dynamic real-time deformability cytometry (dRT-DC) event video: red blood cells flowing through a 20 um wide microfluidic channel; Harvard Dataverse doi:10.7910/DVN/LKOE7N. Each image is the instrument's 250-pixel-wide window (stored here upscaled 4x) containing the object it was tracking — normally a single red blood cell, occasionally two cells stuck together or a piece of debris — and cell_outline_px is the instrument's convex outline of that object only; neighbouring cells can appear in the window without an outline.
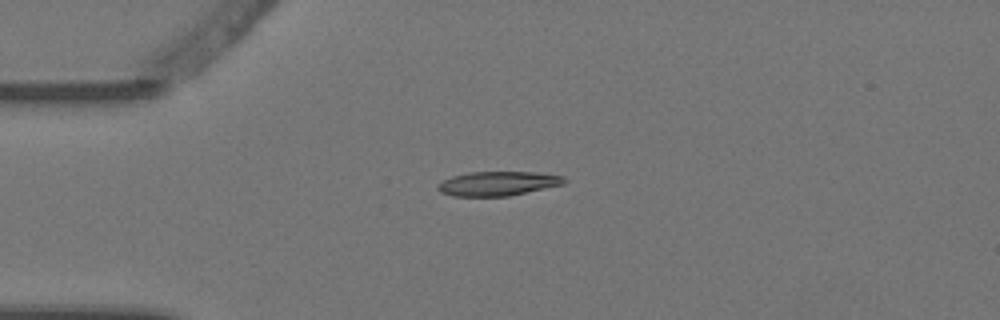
{"species": "Egyptian fruit bat (a non-hibernating species)", "species_latin": "Rousettus aegyptiacus", "temperature_condition": "warm", "stored_images_in_passage": 6, "camera_frame_rate_fps": 3000, "um_per_image_px": 0.085, "animal": {"sex": "female"}, "frame": {"image": 1, "passage_image": 3, "time_ms": 0.667, "image_size_px": [1000, 320], "cell_outline_px": [[568, 180], [564, 184], [508, 196], [452, 196], [440, 192], [436, 188], [436, 184], [452, 176], [468, 172], [536, 172], [564, 176]], "centroid_in_image_um": [42.31, 15.6], "position_along_channel_um": 42.7, "area_um2": 17.98}}
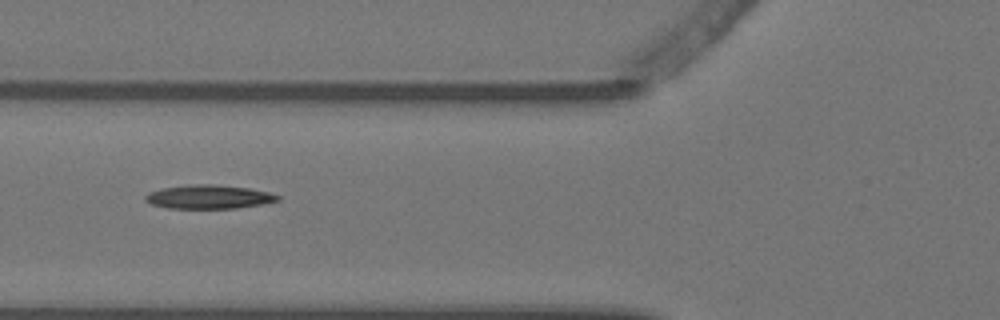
{"frame": {"image": 2, "passage_image": 5, "time_ms": 1.333, "image_size_px": [1000, 320], "cell_outline_px": [[280, 200], [260, 204], [236, 208], [168, 208], [152, 204], [144, 200], [144, 196], [148, 192], [160, 188], [188, 184], [212, 184], [248, 188], [268, 192], [280, 196]], "centroid_in_image_um": [17.69, 16.72], "position_along_channel_um": 108.1, "area_um2": 18.32}}
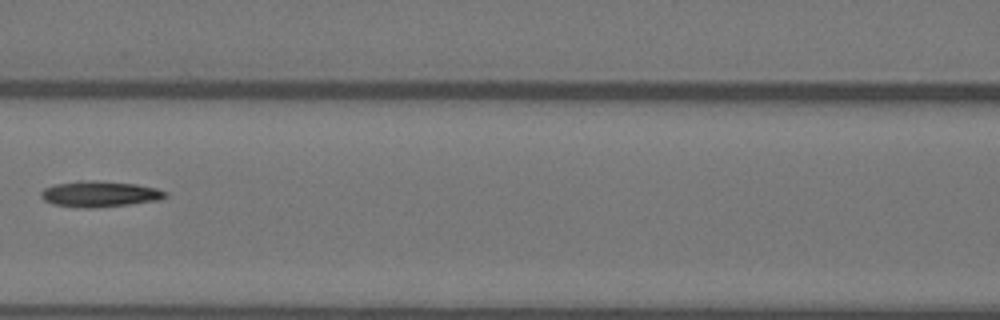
{"frame": {"image": 3, "passage_image": 6, "time_ms": 1.667, "image_size_px": [1000, 320], "cell_outline_px": [[168, 196], [160, 200], [128, 204], [92, 208], [80, 208], [52, 204], [44, 200], [40, 196], [40, 192], [44, 188], [56, 184], [88, 180], [92, 180], [136, 184], [156, 188], [168, 192]], "centroid_in_image_um": [8.48, 16.49], "position_along_channel_um": 158.1, "area_um2": 18.73}}